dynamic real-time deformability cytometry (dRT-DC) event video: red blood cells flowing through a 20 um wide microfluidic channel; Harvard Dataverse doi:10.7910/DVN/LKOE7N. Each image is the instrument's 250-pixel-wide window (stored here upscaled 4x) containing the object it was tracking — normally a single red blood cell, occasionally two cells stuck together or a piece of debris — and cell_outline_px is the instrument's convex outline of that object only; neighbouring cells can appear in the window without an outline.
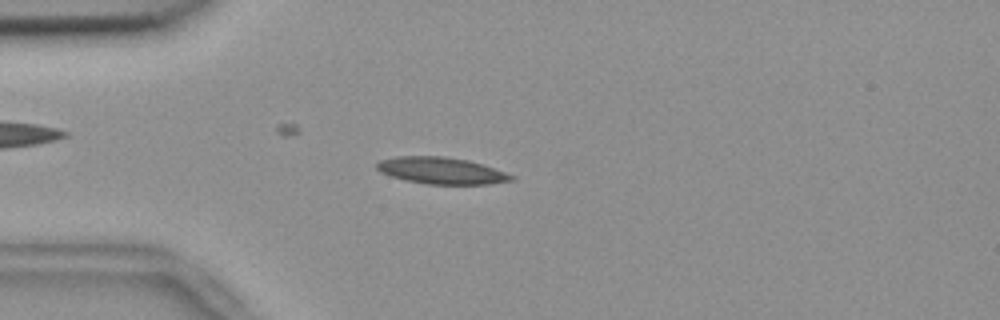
{"species": "common noctule bat (a hibernating species)", "species_latin": "Nyctalus noctula", "temperature_condition": "room temperature", "stored_images_in_passage": 54, "camera_frame_rate_fps": 3000, "um_per_image_px": 0.085, "animal": {"sex": "female", "body_mass_g": 18.4}, "frame": {"image": 1, "passage_image": 13, "time_ms": 4.0, "image_size_px": [1000, 320], "cell_outline_px": [[516, 180], [488, 184], [428, 184], [404, 180], [380, 172], [376, 168], [376, 164], [380, 160], [396, 156], [444, 156], [468, 160], [516, 176]], "centroid_in_image_um": [37.5, 14.5], "position_along_channel_um": 47.5, "area_um2": 20.87}}
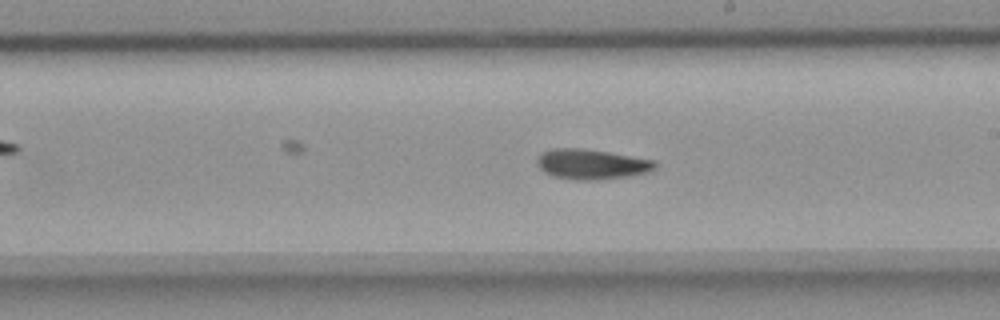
{"frame": {"image": 2, "passage_image": 30, "time_ms": 9.667, "image_size_px": [1000, 320], "cell_outline_px": [[656, 168], [648, 172], [632, 176], [596, 180], [576, 180], [552, 176], [544, 172], [536, 164], [536, 160], [544, 152], [552, 148], [580, 148], [608, 152], [652, 160], [656, 164]], "centroid_in_image_um": [50.26, 13.97], "position_along_channel_um": 238.7, "area_um2": 20.63}}
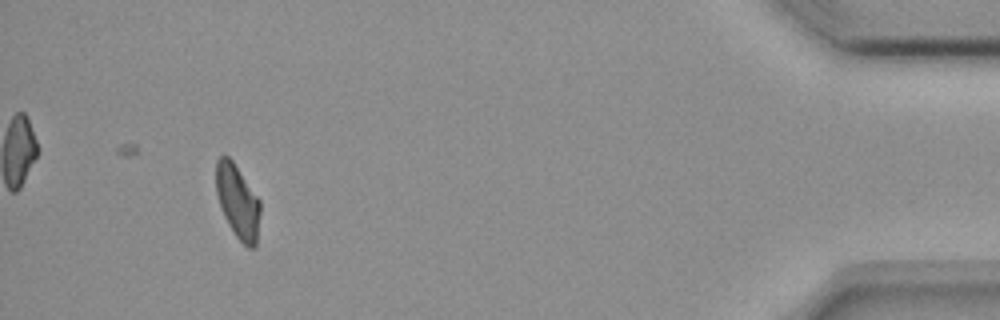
{"frame": {"image": 3, "passage_image": 50, "time_ms": 16.333, "image_size_px": [1000, 320], "cell_outline_px": [[260, 212], [256, 244], [252, 248], [248, 248], [236, 236], [228, 224], [224, 216], [216, 192], [216, 160], [220, 156], [228, 156], [232, 160], [260, 200]], "centroid_in_image_um": [20.2, 17.12], "position_along_channel_um": 415.0, "area_um2": 18.73}, "authors_computed_cell_mechanics": {"area_um2": 19.941, "velocity_mm_per_s": 3.6481, "shape_relaxation_time_tau1_ms": null, "shape_relaxation_time_tau2_ms": 5.2515, "deformation_change_tau1": null, "deformation_change_tau2": 0.1202}}